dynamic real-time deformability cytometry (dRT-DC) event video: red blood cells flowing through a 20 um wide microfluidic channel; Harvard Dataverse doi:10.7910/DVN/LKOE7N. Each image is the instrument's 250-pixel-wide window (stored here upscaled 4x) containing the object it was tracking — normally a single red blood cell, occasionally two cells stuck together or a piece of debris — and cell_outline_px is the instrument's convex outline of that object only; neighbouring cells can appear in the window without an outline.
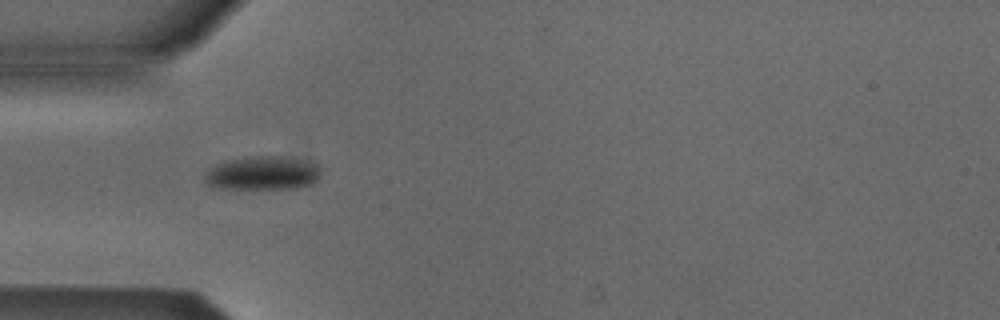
{"species": "Egyptian fruit bat (a non-hibernating species)", "species_latin": "Rousettus aegyptiacus", "temperature_condition": "cold", "stored_images_in_passage": 4, "camera_frame_rate_fps": 3000, "um_per_image_px": 0.085, "animal": {"sex": "male"}, "frame": {"image": 1, "passage_image": 3, "time_ms": 0.667, "image_size_px": [1000, 320], "cell_outline_px": [[320, 176], [312, 184], [296, 188], [212, 188], [204, 180], [204, 176], [208, 168], [224, 160], [256, 156], [280, 156], [300, 160], [316, 164], [320, 168]], "centroid_in_image_um": [22.28, 14.72], "position_along_channel_um": 62.7, "area_um2": 22.77}}
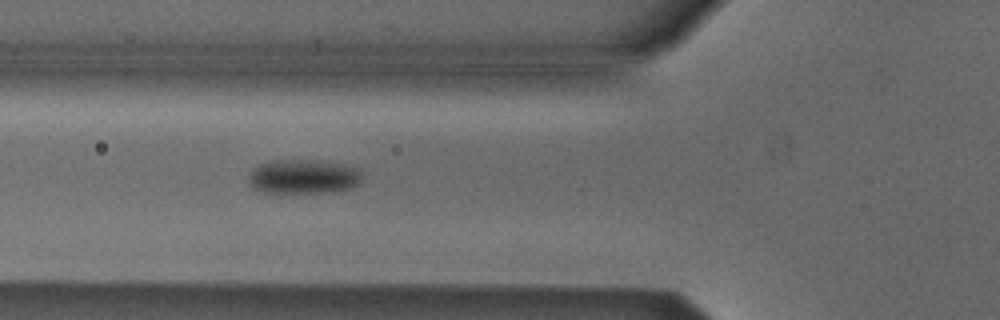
{"frame": {"image": 2, "passage_image": 4, "time_ms": 1.0, "image_size_px": [1000, 320], "cell_outline_px": [[364, 172], [360, 180], [356, 184], [348, 188], [332, 192], [264, 192], [256, 188], [248, 180], [248, 176], [260, 164], [268, 160], [324, 160], [344, 164], [360, 168]], "centroid_in_image_um": [25.85, 14.98], "position_along_channel_um": 99.9, "area_um2": 22.66}}